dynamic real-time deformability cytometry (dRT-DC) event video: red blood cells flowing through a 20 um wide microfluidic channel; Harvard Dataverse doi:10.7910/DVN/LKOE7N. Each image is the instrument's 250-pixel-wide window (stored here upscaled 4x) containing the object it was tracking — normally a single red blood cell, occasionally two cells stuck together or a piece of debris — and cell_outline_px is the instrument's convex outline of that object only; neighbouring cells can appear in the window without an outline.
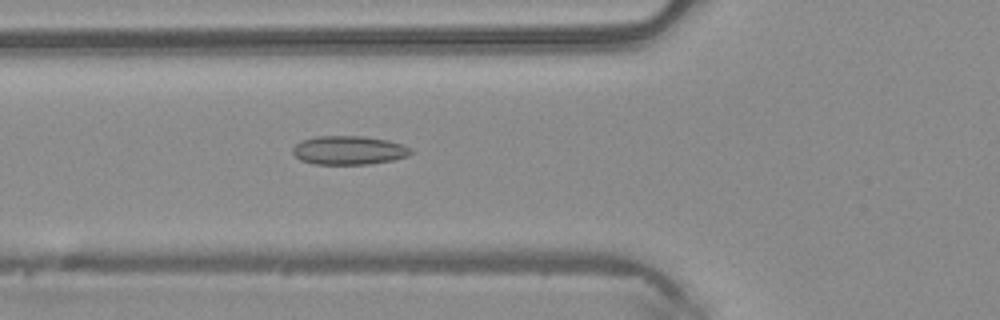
{"species": "common noctule bat (a hibernating species)", "species_latin": "Nyctalus noctula", "temperature_condition": "warm", "stored_images_in_passage": 39, "camera_frame_rate_fps": 3000, "um_per_image_px": 0.085, "animal": {"sex": "male", "body_mass_g": 20.4}, "frame": {"image": 1, "passage_image": 8, "time_ms": 2.333, "image_size_px": [1000, 320], "cell_outline_px": [[412, 152], [408, 156], [392, 160], [368, 164], [316, 164], [300, 160], [292, 152], [292, 148], [300, 140], [316, 136], [364, 136], [388, 140], [412, 148]], "centroid_in_image_um": [29.63, 12.76], "position_along_channel_um": 96.2, "area_um2": 19.83}}
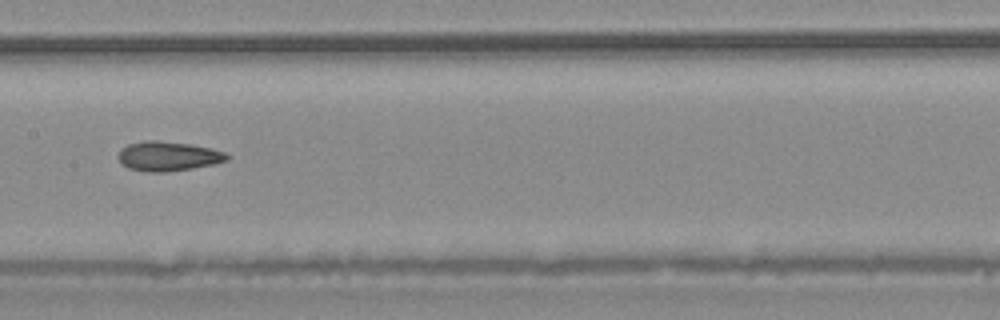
{"frame": {"image": 2, "passage_image": 15, "time_ms": 4.667, "image_size_px": [1000, 320], "cell_outline_px": [[232, 156], [228, 160], [216, 164], [192, 168], [164, 172], [148, 172], [128, 168], [120, 160], [120, 148], [128, 144], [144, 140], [156, 140], [188, 144], [212, 148], [224, 152]], "centroid_in_image_um": [14.34, 13.27], "position_along_channel_um": 193.1, "area_um2": 18.67}}
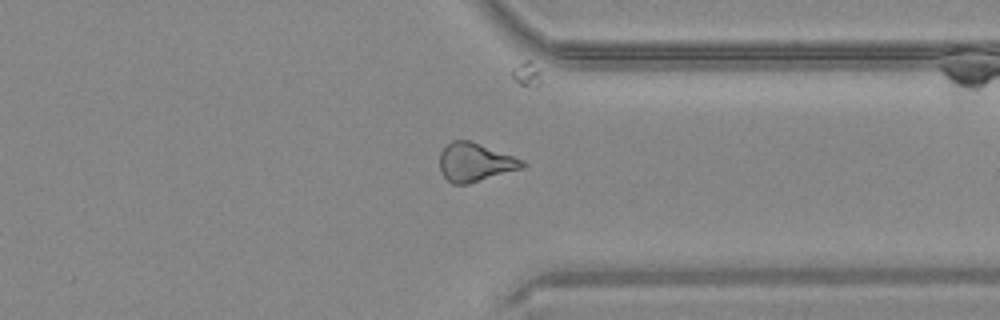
{"frame": {"image": 3, "passage_image": 28, "time_ms": 9.0, "image_size_px": [1000, 320], "cell_outline_px": [[528, 164], [524, 168], [468, 184], [452, 184], [440, 172], [440, 152], [452, 140], [472, 140], [524, 160]], "centroid_in_image_um": [40.41, 13.79], "position_along_channel_um": 371.0, "area_um2": 18.79}, "authors_computed_cell_mechanics": {"area_um2": 18.496, "velocity_mm_per_s": 4.1297, "shape_relaxation_time_tau1_ms": null, "shape_relaxation_time_tau2_ms": 3.5775, "deformation_change_tau1": null, "deformation_change_tau2": 0.1164}}